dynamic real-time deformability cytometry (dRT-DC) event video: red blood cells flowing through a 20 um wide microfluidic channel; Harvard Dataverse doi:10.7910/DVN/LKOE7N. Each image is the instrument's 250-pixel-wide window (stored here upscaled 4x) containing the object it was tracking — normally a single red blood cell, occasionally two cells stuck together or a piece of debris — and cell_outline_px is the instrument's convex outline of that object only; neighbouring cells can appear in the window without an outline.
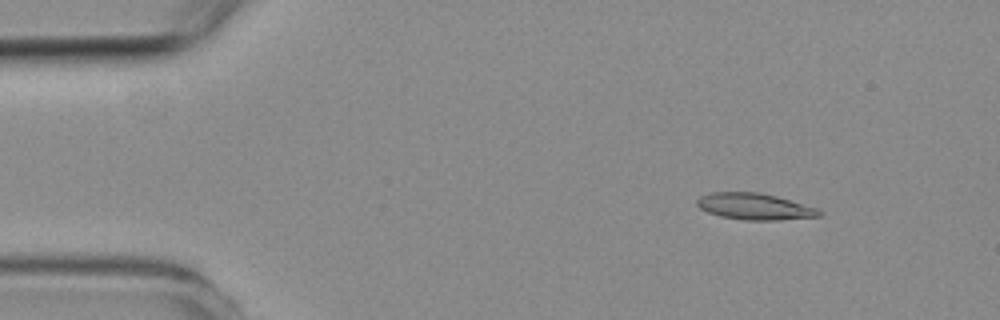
{"species": "common noctule bat (a hibernating species)", "species_latin": "Nyctalus noctula", "temperature_condition": "room temperature", "stored_images_in_passage": 3, "camera_frame_rate_fps": 3000, "um_per_image_px": 0.085, "animal": {"sex": "female", "body_mass_g": 19.3, "forearm_length_mm": 54.1}, "frame": {"image": 1, "passage_image": 1, "time_ms": 0.0, "image_size_px": [1000, 320], "cell_outline_px": [[824, 212], [820, 216], [780, 220], [744, 220], [720, 216], [708, 212], [700, 208], [696, 204], [696, 200], [700, 196], [712, 192], [760, 192], [776, 196], [816, 208]], "centroid_in_image_um": [64.13, 17.55], "position_along_channel_um": 20.9, "area_um2": 18.79}}